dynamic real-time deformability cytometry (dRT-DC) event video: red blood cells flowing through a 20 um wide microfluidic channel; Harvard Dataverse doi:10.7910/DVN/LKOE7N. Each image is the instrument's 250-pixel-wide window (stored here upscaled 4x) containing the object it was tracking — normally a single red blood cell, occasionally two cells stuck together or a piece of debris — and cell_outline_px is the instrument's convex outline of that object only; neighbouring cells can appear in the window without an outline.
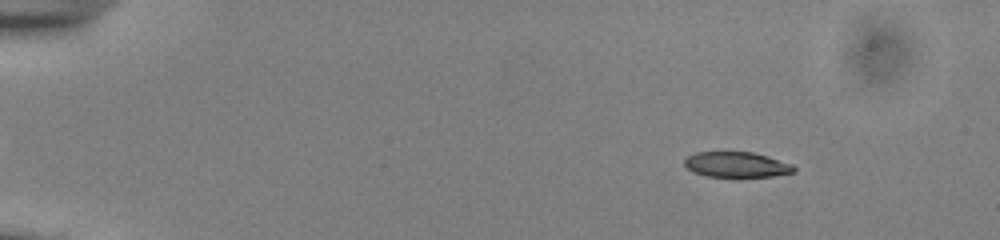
{"species": "common noctule bat (a hibernating species)", "species_latin": "Nyctalus noctula", "temperature_condition": "cold", "stored_images_in_passage": 50, "camera_frame_rate_fps": 3000, "um_per_image_px": 0.085, "animal": {"sex": "male", "body_mass_g": 13.0, "forearm_length_mm": 53.1}, "frame": {"image": 1, "passage_image": 4, "time_ms": 1.0, "image_size_px": [1000, 240], "cell_outline_px": [[796, 172], [772, 176], [740, 180], [736, 180], [704, 176], [692, 172], [684, 164], [684, 160], [688, 156], [696, 152], [752, 152], [768, 156], [792, 164], [796, 168]], "centroid_in_image_um": [62.62, 14.05], "position_along_channel_um": 22.4, "area_um2": 17.17}}
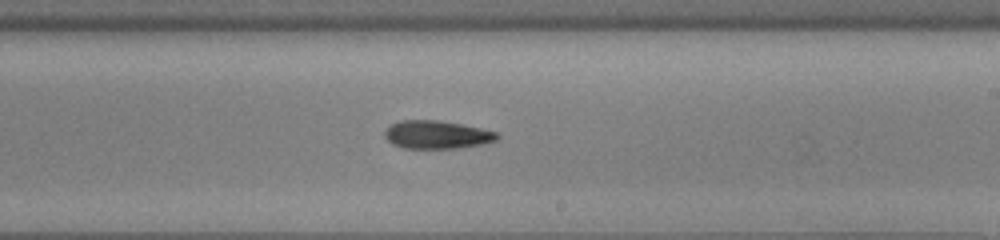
{"frame": {"image": 2, "passage_image": 30, "time_ms": 9.667, "image_size_px": [1000, 240], "cell_outline_px": [[500, 136], [496, 140], [484, 144], [456, 148], [404, 148], [392, 144], [384, 136], [384, 132], [392, 124], [400, 120], [436, 120], [460, 124], [480, 128], [496, 132]], "centroid_in_image_um": [37.12, 11.45], "position_along_channel_um": 251.9, "area_um2": 18.26}}
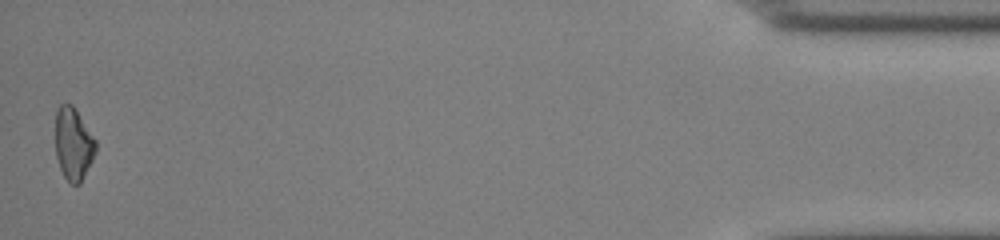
{"frame": {"image": 3, "passage_image": 50, "time_ms": 16.333, "image_size_px": [1000, 240], "cell_outline_px": [[96, 152], [80, 184], [72, 184], [64, 176], [60, 168], [56, 156], [56, 108], [60, 104], [72, 104], [76, 108], [96, 140]], "centroid_in_image_um": [6.24, 12.2], "position_along_channel_um": 429.0, "area_um2": 17.05}, "authors_computed_cell_mechanics": {"area_um2": 18.1203, "velocity_mm_per_s": 3.899, "shape_relaxation_time_tau1_ms": 3.1942, "shape_relaxation_time_tau2_ms": null, "deformation_change_tau1": 0.1229, "deformation_change_tau2": null}}